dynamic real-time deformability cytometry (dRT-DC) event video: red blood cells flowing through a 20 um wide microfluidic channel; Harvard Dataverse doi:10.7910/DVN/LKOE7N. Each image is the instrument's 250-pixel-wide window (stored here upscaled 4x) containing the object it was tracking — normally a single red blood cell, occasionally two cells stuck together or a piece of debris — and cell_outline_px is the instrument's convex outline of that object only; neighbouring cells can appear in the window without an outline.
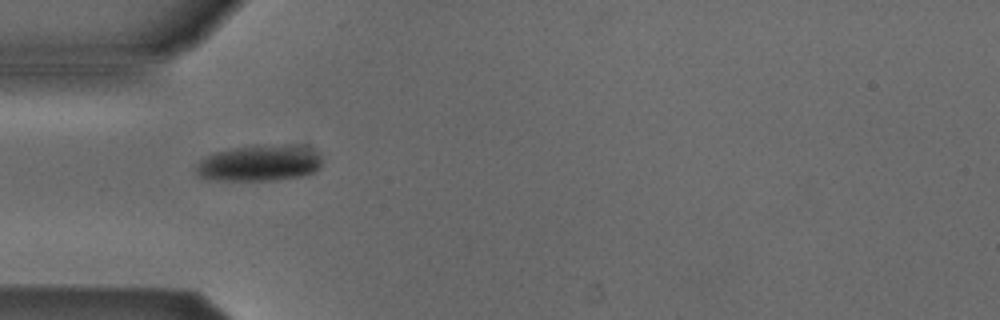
{"species": "Egyptian fruit bat (a non-hibernating species)", "species_latin": "Rousettus aegyptiacus", "temperature_condition": "cold", "stored_images_in_passage": 3, "camera_frame_rate_fps": 3000, "um_per_image_px": 0.085, "animal": {"sex": "male"}, "frame": {"image": 1, "passage_image": 1, "time_ms": 0.0, "image_size_px": [1000, 320], "cell_outline_px": [[324, 160], [320, 168], [316, 172], [304, 176], [276, 180], [220, 180], [196, 176], [196, 168], [200, 160], [216, 152], [232, 148], [304, 148], [316, 152]], "centroid_in_image_um": [22.04, 13.94], "position_along_channel_um": 63.0, "area_um2": 25.32}}
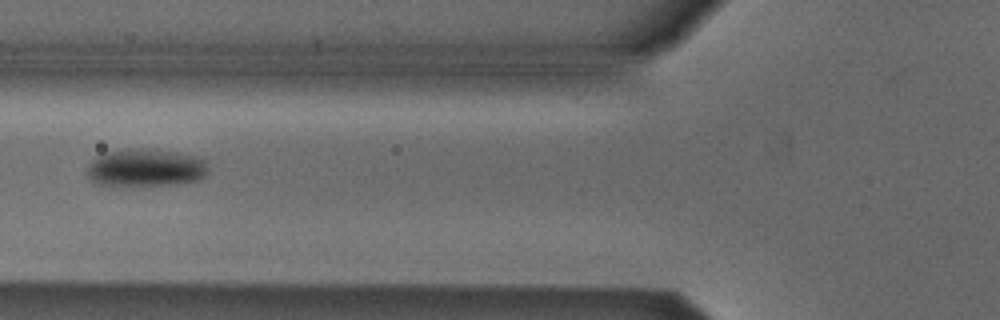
{"frame": {"image": 2, "passage_image": 2, "time_ms": 0.333, "image_size_px": [1000, 320], "cell_outline_px": [[208, 172], [200, 180], [176, 184], [112, 188], [96, 184], [88, 180], [88, 164], [96, 156], [104, 152], [128, 148], [136, 148], [176, 152], [192, 156], [204, 160], [208, 168]], "centroid_in_image_um": [12.29, 14.31], "position_along_channel_um": 113.5, "area_um2": 27.46}}
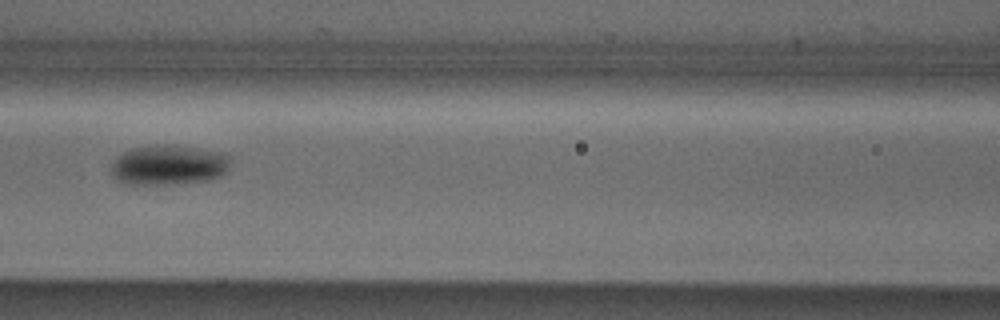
{"frame": {"image": 3, "passage_image": 3, "time_ms": 0.667, "image_size_px": [1000, 320], "cell_outline_px": [[228, 168], [224, 176], [212, 180], [168, 184], [124, 184], [112, 176], [108, 168], [112, 160], [116, 156], [132, 148], [164, 144], [172, 144], [220, 152], [228, 156]], "centroid_in_image_um": [14.28, 14.03], "position_along_channel_um": 152.3, "area_um2": 28.15}}